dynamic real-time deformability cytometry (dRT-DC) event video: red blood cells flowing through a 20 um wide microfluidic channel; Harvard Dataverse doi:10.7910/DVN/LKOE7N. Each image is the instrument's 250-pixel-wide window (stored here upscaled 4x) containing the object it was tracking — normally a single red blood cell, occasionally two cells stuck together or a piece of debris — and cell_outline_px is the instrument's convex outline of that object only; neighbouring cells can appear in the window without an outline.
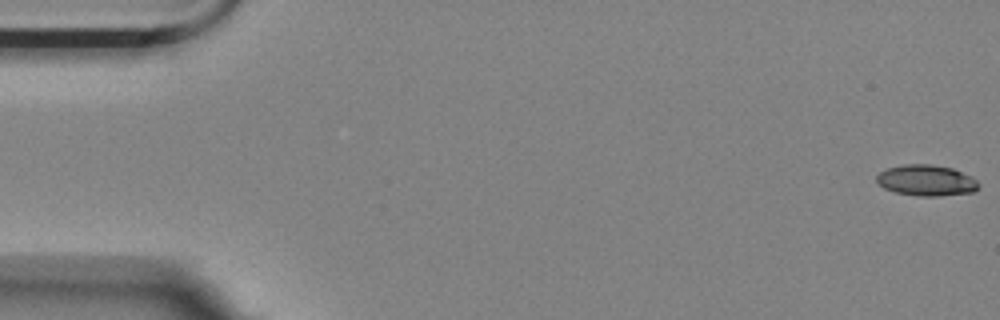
{"species": "Egyptian fruit bat (a non-hibernating species)", "species_latin": "Rousettus aegyptiacus", "temperature_condition": "room temperature", "stored_images_in_passage": 56, "camera_frame_rate_fps": 3000, "um_per_image_px": 0.085, "animal": {"sex": "female"}, "frame": {"image": 1, "passage_image": 1, "time_ms": 0.0, "image_size_px": [1000, 320], "cell_outline_px": [[980, 184], [972, 192], [940, 196], [920, 196], [896, 192], [884, 188], [876, 180], [876, 176], [880, 172], [888, 168], [904, 164], [928, 164], [952, 168], [972, 176]], "centroid_in_image_um": [78.74, 15.33], "position_along_channel_um": 6.3, "area_um2": 18.26}}
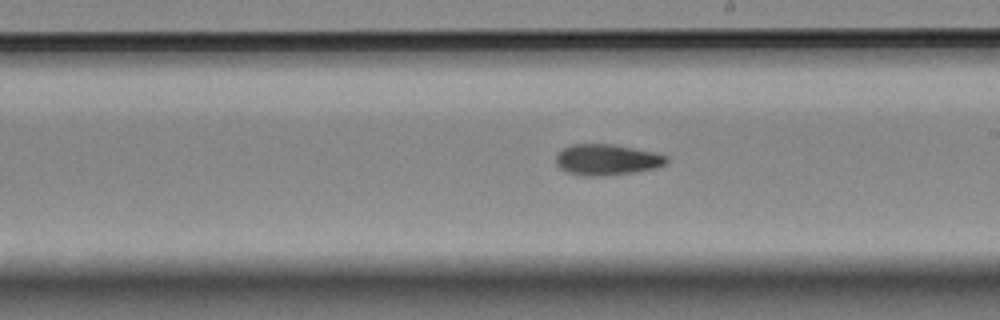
{"frame": {"image": 2, "passage_image": 32, "time_ms": 10.333, "image_size_px": [1000, 320], "cell_outline_px": [[668, 160], [664, 164], [656, 168], [632, 172], [596, 176], [580, 176], [568, 172], [560, 168], [556, 164], [556, 156], [564, 148], [572, 144], [612, 144], [652, 152], [668, 156]], "centroid_in_image_um": [51.56, 13.57], "position_along_channel_um": 237.4, "area_um2": 19.65}}
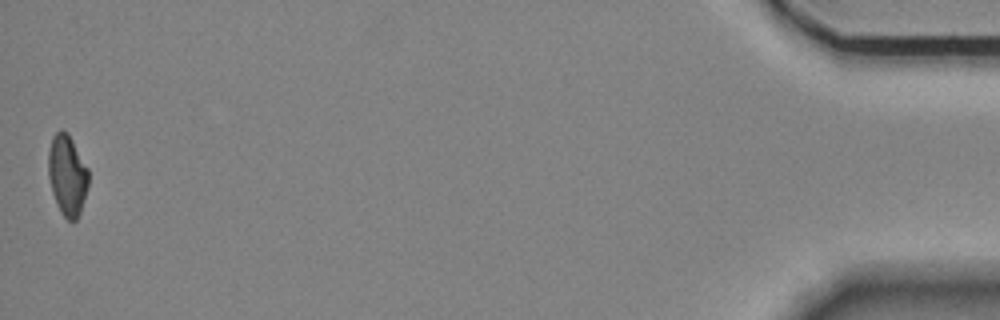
{"frame": {"image": 3, "passage_image": 56, "time_ms": 18.333, "image_size_px": [1000, 320], "cell_outline_px": [[88, 188], [80, 212], [76, 220], [68, 220], [60, 212], [56, 204], [52, 192], [48, 176], [48, 152], [52, 136], [60, 128], [68, 132], [88, 168]], "centroid_in_image_um": [5.71, 14.86], "position_along_channel_um": 429.5, "area_um2": 19.07}, "authors_computed_cell_mechanics": {"area_um2": 19.3341, "velocity_mm_per_s": 3.5701, "shape_relaxation_time_tau1_ms": null, "shape_relaxation_time_tau2_ms": 10.357, "deformation_change_tau1": null, "deformation_change_tau2": 0.1802}}